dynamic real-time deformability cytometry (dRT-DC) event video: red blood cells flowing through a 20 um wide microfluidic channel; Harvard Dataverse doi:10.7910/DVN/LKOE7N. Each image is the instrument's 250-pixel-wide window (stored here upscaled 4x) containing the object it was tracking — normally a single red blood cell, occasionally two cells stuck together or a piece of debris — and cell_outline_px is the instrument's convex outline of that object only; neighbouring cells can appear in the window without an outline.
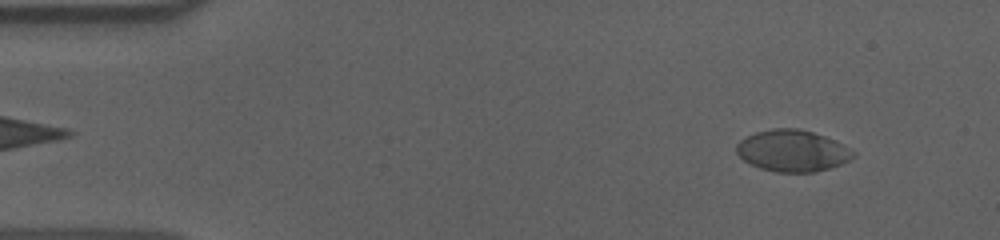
{"species": "human", "species_latin": "Homo sapiens", "temperature_condition": "cold", "stored_images_in_passage": 56, "camera_frame_rate_fps": 3000, "um_per_image_px": 0.085, "donor": {"sex": "male"}, "frame": {"image": 1, "passage_image": 5, "time_ms": 1.333, "image_size_px": [1000, 240], "cell_outline_px": [[856, 152], [848, 160], [840, 164], [828, 168], [812, 172], [776, 172], [760, 168], [744, 160], [736, 152], [736, 144], [740, 140], [756, 132], [772, 128], [800, 128], [824, 136]], "centroid_in_image_um": [67.31, 12.81], "position_along_channel_um": 17.7, "area_um2": 27.86}}
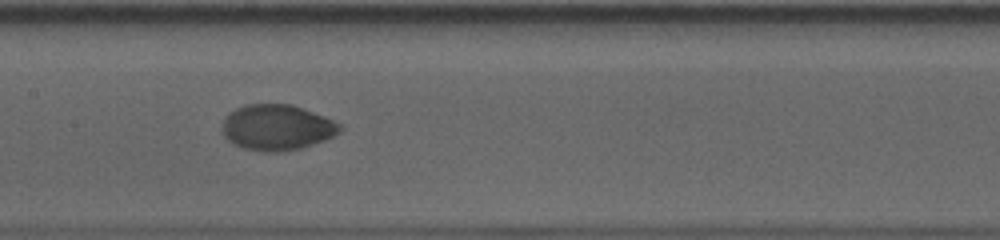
{"frame": {"image": 2, "passage_image": 27, "time_ms": 8.667, "image_size_px": [1000, 240], "cell_outline_px": [[344, 128], [340, 132], [324, 140], [300, 148], [276, 152], [268, 152], [244, 148], [228, 140], [224, 136], [224, 120], [236, 108], [248, 104], [288, 104], [324, 116], [340, 124]], "centroid_in_image_um": [23.57, 10.83], "position_along_channel_um": 183.8, "area_um2": 30.63}}
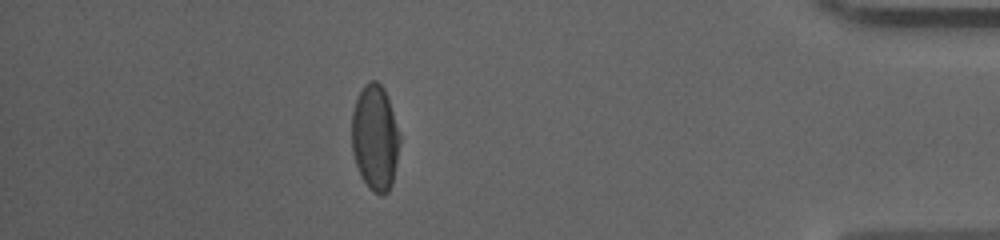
{"frame": {"image": 3, "passage_image": 49, "time_ms": 16.0, "image_size_px": [1000, 240], "cell_outline_px": [[400, 144], [392, 184], [388, 192], [384, 196], [380, 196], [372, 192], [368, 188], [356, 164], [352, 152], [352, 112], [356, 100], [364, 84], [372, 80], [376, 80], [384, 88], [400, 136]], "centroid_in_image_um": [31.88, 11.74], "position_along_channel_um": 403.3, "area_um2": 29.48}, "authors_computed_cell_mechanics": {"area_um2": 30.1138, "velocity_mm_per_s": 3.6117, "shape_relaxation_time_tau1_ms": 4.9995, "shape_relaxation_time_tau2_ms": 0.9821, "deformation_change_tau1": 0.1637, "deformation_change_tau2": 0.0283}}